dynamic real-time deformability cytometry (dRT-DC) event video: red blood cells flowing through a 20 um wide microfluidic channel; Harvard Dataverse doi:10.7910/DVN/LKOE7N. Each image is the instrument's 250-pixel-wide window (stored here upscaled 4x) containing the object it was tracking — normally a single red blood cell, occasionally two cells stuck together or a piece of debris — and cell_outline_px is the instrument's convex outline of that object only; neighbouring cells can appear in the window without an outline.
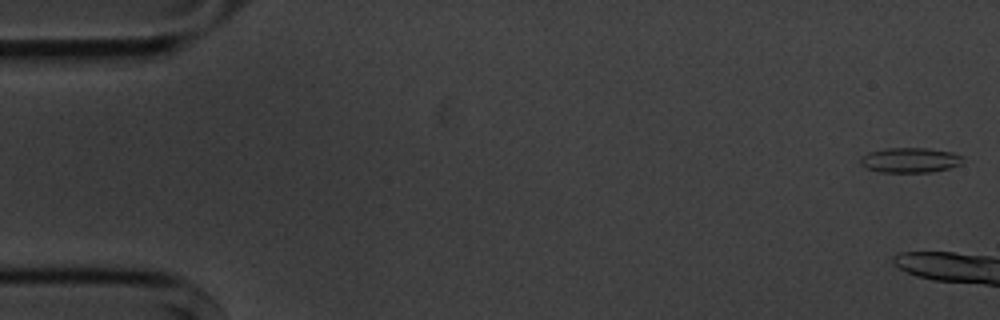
{"species": "common noctule bat (a hibernating species)", "species_latin": "Nyctalus noctula", "temperature_condition": "cold", "stored_images_in_passage": 3, "camera_frame_rate_fps": 3000, "um_per_image_px": 0.085, "animal": {"sex": "male", "body_mass_g": 20.1, "forearm_length_mm": 53.5}, "frame": {"image": 1, "passage_image": 1, "time_ms": 0.0, "image_size_px": [1000, 320], "cell_outline_px": [[964, 156], [960, 164], [948, 168], [932, 172], [880, 172], [864, 168], [860, 164], [860, 156], [868, 152], [888, 148], [928, 148], [952, 152]], "centroid_in_image_um": [77.32, 13.61], "position_along_channel_um": 7.7, "area_um2": 15.03}}